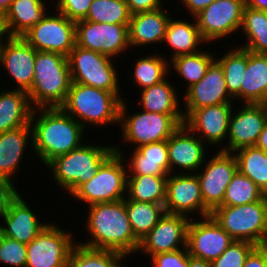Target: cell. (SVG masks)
Here are the masks:
<instances>
[{
    "label": "cell",
    "mask_w": 267,
    "mask_h": 267,
    "mask_svg": "<svg viewBox=\"0 0 267 267\" xmlns=\"http://www.w3.org/2000/svg\"><path fill=\"white\" fill-rule=\"evenodd\" d=\"M83 223L87 238H77V243L103 250L122 253L128 260L135 256L140 241L134 236L126 211L125 200L97 203L87 206ZM79 240V241H78Z\"/></svg>",
    "instance_id": "cell-1"
},
{
    "label": "cell",
    "mask_w": 267,
    "mask_h": 267,
    "mask_svg": "<svg viewBox=\"0 0 267 267\" xmlns=\"http://www.w3.org/2000/svg\"><path fill=\"white\" fill-rule=\"evenodd\" d=\"M30 124L33 156L38 159V162L35 161L37 164L42 162V166L80 147L88 140L84 137L89 135V131L60 107L34 108Z\"/></svg>",
    "instance_id": "cell-2"
},
{
    "label": "cell",
    "mask_w": 267,
    "mask_h": 267,
    "mask_svg": "<svg viewBox=\"0 0 267 267\" xmlns=\"http://www.w3.org/2000/svg\"><path fill=\"white\" fill-rule=\"evenodd\" d=\"M125 92H109L81 83L71 82L65 102L60 108L79 122L90 127L119 126L120 106Z\"/></svg>",
    "instance_id": "cell-3"
},
{
    "label": "cell",
    "mask_w": 267,
    "mask_h": 267,
    "mask_svg": "<svg viewBox=\"0 0 267 267\" xmlns=\"http://www.w3.org/2000/svg\"><path fill=\"white\" fill-rule=\"evenodd\" d=\"M130 100L125 97L121 102L118 130L122 133L119 140L123 141L120 142L122 144H114L115 152H126L128 145V149H136L145 144L168 140L180 125L184 124V115L151 113L138 109L140 107H137L138 111H133Z\"/></svg>",
    "instance_id": "cell-4"
},
{
    "label": "cell",
    "mask_w": 267,
    "mask_h": 267,
    "mask_svg": "<svg viewBox=\"0 0 267 267\" xmlns=\"http://www.w3.org/2000/svg\"><path fill=\"white\" fill-rule=\"evenodd\" d=\"M98 143H89L87 140L80 147L54 158L44 167L48 169V175L51 174L52 183L64 196L67 193L70 196L81 184L89 181L115 152L112 142L107 145Z\"/></svg>",
    "instance_id": "cell-5"
},
{
    "label": "cell",
    "mask_w": 267,
    "mask_h": 267,
    "mask_svg": "<svg viewBox=\"0 0 267 267\" xmlns=\"http://www.w3.org/2000/svg\"><path fill=\"white\" fill-rule=\"evenodd\" d=\"M68 57L46 51H36L34 80L27 92L33 108L60 107L71 85Z\"/></svg>",
    "instance_id": "cell-6"
},
{
    "label": "cell",
    "mask_w": 267,
    "mask_h": 267,
    "mask_svg": "<svg viewBox=\"0 0 267 267\" xmlns=\"http://www.w3.org/2000/svg\"><path fill=\"white\" fill-rule=\"evenodd\" d=\"M236 241L261 246L267 239V196L241 206H219L210 214Z\"/></svg>",
    "instance_id": "cell-7"
},
{
    "label": "cell",
    "mask_w": 267,
    "mask_h": 267,
    "mask_svg": "<svg viewBox=\"0 0 267 267\" xmlns=\"http://www.w3.org/2000/svg\"><path fill=\"white\" fill-rule=\"evenodd\" d=\"M127 165L121 154L114 152L87 182L81 184L70 197L78 205L114 202L126 197ZM85 203V205H84Z\"/></svg>",
    "instance_id": "cell-8"
},
{
    "label": "cell",
    "mask_w": 267,
    "mask_h": 267,
    "mask_svg": "<svg viewBox=\"0 0 267 267\" xmlns=\"http://www.w3.org/2000/svg\"><path fill=\"white\" fill-rule=\"evenodd\" d=\"M114 60L76 45L68 56L71 81L109 92H122V79L118 72L121 69L117 70Z\"/></svg>",
    "instance_id": "cell-9"
},
{
    "label": "cell",
    "mask_w": 267,
    "mask_h": 267,
    "mask_svg": "<svg viewBox=\"0 0 267 267\" xmlns=\"http://www.w3.org/2000/svg\"><path fill=\"white\" fill-rule=\"evenodd\" d=\"M53 221L27 245L25 267H67L70 252L77 243L76 233Z\"/></svg>",
    "instance_id": "cell-10"
},
{
    "label": "cell",
    "mask_w": 267,
    "mask_h": 267,
    "mask_svg": "<svg viewBox=\"0 0 267 267\" xmlns=\"http://www.w3.org/2000/svg\"><path fill=\"white\" fill-rule=\"evenodd\" d=\"M245 6V0H215L194 16L201 36L211 43L208 45L210 50L213 42H225L239 34Z\"/></svg>",
    "instance_id": "cell-11"
},
{
    "label": "cell",
    "mask_w": 267,
    "mask_h": 267,
    "mask_svg": "<svg viewBox=\"0 0 267 267\" xmlns=\"http://www.w3.org/2000/svg\"><path fill=\"white\" fill-rule=\"evenodd\" d=\"M53 9L22 38L36 51L55 52L68 57L76 46V22Z\"/></svg>",
    "instance_id": "cell-12"
},
{
    "label": "cell",
    "mask_w": 267,
    "mask_h": 267,
    "mask_svg": "<svg viewBox=\"0 0 267 267\" xmlns=\"http://www.w3.org/2000/svg\"><path fill=\"white\" fill-rule=\"evenodd\" d=\"M128 26L96 23L87 20L76 22V45L100 54L120 58L130 52ZM119 56V57H118Z\"/></svg>",
    "instance_id": "cell-13"
},
{
    "label": "cell",
    "mask_w": 267,
    "mask_h": 267,
    "mask_svg": "<svg viewBox=\"0 0 267 267\" xmlns=\"http://www.w3.org/2000/svg\"><path fill=\"white\" fill-rule=\"evenodd\" d=\"M208 155L202 167L196 172L205 207L212 212L222 205L226 188L238 170L233 153L217 150ZM210 158V159H209Z\"/></svg>",
    "instance_id": "cell-14"
},
{
    "label": "cell",
    "mask_w": 267,
    "mask_h": 267,
    "mask_svg": "<svg viewBox=\"0 0 267 267\" xmlns=\"http://www.w3.org/2000/svg\"><path fill=\"white\" fill-rule=\"evenodd\" d=\"M165 213L177 214L189 219L209 216L196 173L169 174L166 184Z\"/></svg>",
    "instance_id": "cell-15"
},
{
    "label": "cell",
    "mask_w": 267,
    "mask_h": 267,
    "mask_svg": "<svg viewBox=\"0 0 267 267\" xmlns=\"http://www.w3.org/2000/svg\"><path fill=\"white\" fill-rule=\"evenodd\" d=\"M184 120L197 109L220 104H233L234 98L227 90L224 71L214 60L208 67L205 76L182 93Z\"/></svg>",
    "instance_id": "cell-16"
},
{
    "label": "cell",
    "mask_w": 267,
    "mask_h": 267,
    "mask_svg": "<svg viewBox=\"0 0 267 267\" xmlns=\"http://www.w3.org/2000/svg\"><path fill=\"white\" fill-rule=\"evenodd\" d=\"M190 219L183 215L164 213L152 230L140 241L137 256L172 252L187 246V230Z\"/></svg>",
    "instance_id": "cell-17"
},
{
    "label": "cell",
    "mask_w": 267,
    "mask_h": 267,
    "mask_svg": "<svg viewBox=\"0 0 267 267\" xmlns=\"http://www.w3.org/2000/svg\"><path fill=\"white\" fill-rule=\"evenodd\" d=\"M35 59L36 50L22 37H12L0 46V73L1 69L5 70L3 73L10 79L7 81L13 86L11 89L25 92L31 89Z\"/></svg>",
    "instance_id": "cell-18"
},
{
    "label": "cell",
    "mask_w": 267,
    "mask_h": 267,
    "mask_svg": "<svg viewBox=\"0 0 267 267\" xmlns=\"http://www.w3.org/2000/svg\"><path fill=\"white\" fill-rule=\"evenodd\" d=\"M234 239L209 215L190 219L187 250L191 256L212 261L218 258Z\"/></svg>",
    "instance_id": "cell-19"
},
{
    "label": "cell",
    "mask_w": 267,
    "mask_h": 267,
    "mask_svg": "<svg viewBox=\"0 0 267 267\" xmlns=\"http://www.w3.org/2000/svg\"><path fill=\"white\" fill-rule=\"evenodd\" d=\"M20 194L11 202L9 209L0 217V233L28 245L50 221L40 217L38 209L32 208L28 198ZM37 210V212L35 211ZM41 219V220H40Z\"/></svg>",
    "instance_id": "cell-20"
},
{
    "label": "cell",
    "mask_w": 267,
    "mask_h": 267,
    "mask_svg": "<svg viewBox=\"0 0 267 267\" xmlns=\"http://www.w3.org/2000/svg\"><path fill=\"white\" fill-rule=\"evenodd\" d=\"M235 104H220L194 110L184 120V124L210 147L209 152L221 150L227 141L230 115Z\"/></svg>",
    "instance_id": "cell-21"
},
{
    "label": "cell",
    "mask_w": 267,
    "mask_h": 267,
    "mask_svg": "<svg viewBox=\"0 0 267 267\" xmlns=\"http://www.w3.org/2000/svg\"><path fill=\"white\" fill-rule=\"evenodd\" d=\"M237 106V107H236ZM230 115L226 145L220 150L233 153L255 146L267 120L261 104H235Z\"/></svg>",
    "instance_id": "cell-22"
},
{
    "label": "cell",
    "mask_w": 267,
    "mask_h": 267,
    "mask_svg": "<svg viewBox=\"0 0 267 267\" xmlns=\"http://www.w3.org/2000/svg\"><path fill=\"white\" fill-rule=\"evenodd\" d=\"M207 147L185 124L180 125L167 140L170 174L196 173L211 154Z\"/></svg>",
    "instance_id": "cell-23"
},
{
    "label": "cell",
    "mask_w": 267,
    "mask_h": 267,
    "mask_svg": "<svg viewBox=\"0 0 267 267\" xmlns=\"http://www.w3.org/2000/svg\"><path fill=\"white\" fill-rule=\"evenodd\" d=\"M169 10L165 5V7L153 11L138 12L131 15L128 34L129 45L133 53H135V48L139 49V47L144 46L142 49L146 48L147 50L148 45L152 48H156L155 44L162 45L167 25L173 16V14H169L173 11Z\"/></svg>",
    "instance_id": "cell-24"
},
{
    "label": "cell",
    "mask_w": 267,
    "mask_h": 267,
    "mask_svg": "<svg viewBox=\"0 0 267 267\" xmlns=\"http://www.w3.org/2000/svg\"><path fill=\"white\" fill-rule=\"evenodd\" d=\"M32 143L31 124L0 133V176L11 179L15 183L19 182L16 176H19L18 173L23 170L25 163L23 159L26 156L29 157L27 153L31 150L29 153L33 154ZM27 148L31 149L27 150Z\"/></svg>",
    "instance_id": "cell-25"
},
{
    "label": "cell",
    "mask_w": 267,
    "mask_h": 267,
    "mask_svg": "<svg viewBox=\"0 0 267 267\" xmlns=\"http://www.w3.org/2000/svg\"><path fill=\"white\" fill-rule=\"evenodd\" d=\"M128 150L130 154L116 152L123 156L128 175L168 176L170 174L167 140L145 144L132 151Z\"/></svg>",
    "instance_id": "cell-26"
},
{
    "label": "cell",
    "mask_w": 267,
    "mask_h": 267,
    "mask_svg": "<svg viewBox=\"0 0 267 267\" xmlns=\"http://www.w3.org/2000/svg\"><path fill=\"white\" fill-rule=\"evenodd\" d=\"M190 20L188 18L186 19L185 17L175 18L172 16L170 18L164 41L161 45L163 47H168L171 50H167L171 54L163 53V56L167 60L170 61L179 55L197 53L206 45H209L201 36L195 18L191 17Z\"/></svg>",
    "instance_id": "cell-27"
},
{
    "label": "cell",
    "mask_w": 267,
    "mask_h": 267,
    "mask_svg": "<svg viewBox=\"0 0 267 267\" xmlns=\"http://www.w3.org/2000/svg\"><path fill=\"white\" fill-rule=\"evenodd\" d=\"M175 87L172 79L166 78L160 83L145 88L138 94L137 106L142 110L151 113H161L166 115H183L182 94ZM178 88V89H177Z\"/></svg>",
    "instance_id": "cell-28"
},
{
    "label": "cell",
    "mask_w": 267,
    "mask_h": 267,
    "mask_svg": "<svg viewBox=\"0 0 267 267\" xmlns=\"http://www.w3.org/2000/svg\"><path fill=\"white\" fill-rule=\"evenodd\" d=\"M53 1L12 0L6 12L7 25L12 37H22L34 25L42 21L49 9H52L50 7L53 6Z\"/></svg>",
    "instance_id": "cell-29"
},
{
    "label": "cell",
    "mask_w": 267,
    "mask_h": 267,
    "mask_svg": "<svg viewBox=\"0 0 267 267\" xmlns=\"http://www.w3.org/2000/svg\"><path fill=\"white\" fill-rule=\"evenodd\" d=\"M0 89V133L30 124L34 108L28 93L6 86Z\"/></svg>",
    "instance_id": "cell-30"
},
{
    "label": "cell",
    "mask_w": 267,
    "mask_h": 267,
    "mask_svg": "<svg viewBox=\"0 0 267 267\" xmlns=\"http://www.w3.org/2000/svg\"><path fill=\"white\" fill-rule=\"evenodd\" d=\"M267 98V55L247 50V69L241 86V104H261Z\"/></svg>",
    "instance_id": "cell-31"
},
{
    "label": "cell",
    "mask_w": 267,
    "mask_h": 267,
    "mask_svg": "<svg viewBox=\"0 0 267 267\" xmlns=\"http://www.w3.org/2000/svg\"><path fill=\"white\" fill-rule=\"evenodd\" d=\"M154 51L152 52L153 54H148L149 51L147 50V55L143 54V57H136V60H132L134 61V64H132L133 70L131 74L129 72L130 70H128L127 76L125 77L130 75V81L136 84V91H141L160 83L170 76L169 60L163 57L160 50H158L160 53L156 50Z\"/></svg>",
    "instance_id": "cell-32"
},
{
    "label": "cell",
    "mask_w": 267,
    "mask_h": 267,
    "mask_svg": "<svg viewBox=\"0 0 267 267\" xmlns=\"http://www.w3.org/2000/svg\"><path fill=\"white\" fill-rule=\"evenodd\" d=\"M218 52L219 51L215 52L212 50L210 52L207 46H205L204 50L197 53L179 55L169 61L170 75L171 70H173L174 73L176 72L179 79H183L184 81L182 82H185L182 84L184 85V88H186L183 93L205 76L208 67L215 60V56Z\"/></svg>",
    "instance_id": "cell-33"
},
{
    "label": "cell",
    "mask_w": 267,
    "mask_h": 267,
    "mask_svg": "<svg viewBox=\"0 0 267 267\" xmlns=\"http://www.w3.org/2000/svg\"><path fill=\"white\" fill-rule=\"evenodd\" d=\"M234 45V43L233 46L231 44L222 56L220 52V56H215V60L223 68L229 94L234 98L235 103L239 104L241 103V86L247 69V50Z\"/></svg>",
    "instance_id": "cell-34"
},
{
    "label": "cell",
    "mask_w": 267,
    "mask_h": 267,
    "mask_svg": "<svg viewBox=\"0 0 267 267\" xmlns=\"http://www.w3.org/2000/svg\"><path fill=\"white\" fill-rule=\"evenodd\" d=\"M239 33L243 38L244 44H238V47L255 53H266L267 11L245 6ZM244 38L246 39L244 40Z\"/></svg>",
    "instance_id": "cell-35"
},
{
    "label": "cell",
    "mask_w": 267,
    "mask_h": 267,
    "mask_svg": "<svg viewBox=\"0 0 267 267\" xmlns=\"http://www.w3.org/2000/svg\"><path fill=\"white\" fill-rule=\"evenodd\" d=\"M124 200L134 236L141 241L164 215V204L135 201L126 197Z\"/></svg>",
    "instance_id": "cell-36"
},
{
    "label": "cell",
    "mask_w": 267,
    "mask_h": 267,
    "mask_svg": "<svg viewBox=\"0 0 267 267\" xmlns=\"http://www.w3.org/2000/svg\"><path fill=\"white\" fill-rule=\"evenodd\" d=\"M168 176L127 175L126 198L164 204Z\"/></svg>",
    "instance_id": "cell-37"
},
{
    "label": "cell",
    "mask_w": 267,
    "mask_h": 267,
    "mask_svg": "<svg viewBox=\"0 0 267 267\" xmlns=\"http://www.w3.org/2000/svg\"><path fill=\"white\" fill-rule=\"evenodd\" d=\"M127 258L113 250L93 249L76 243L69 255L67 267H128ZM127 265H125V263Z\"/></svg>",
    "instance_id": "cell-38"
},
{
    "label": "cell",
    "mask_w": 267,
    "mask_h": 267,
    "mask_svg": "<svg viewBox=\"0 0 267 267\" xmlns=\"http://www.w3.org/2000/svg\"><path fill=\"white\" fill-rule=\"evenodd\" d=\"M233 154L238 170L267 195V153L257 146L243 147Z\"/></svg>",
    "instance_id": "cell-39"
},
{
    "label": "cell",
    "mask_w": 267,
    "mask_h": 267,
    "mask_svg": "<svg viewBox=\"0 0 267 267\" xmlns=\"http://www.w3.org/2000/svg\"><path fill=\"white\" fill-rule=\"evenodd\" d=\"M265 193L247 176L236 171L226 188L221 206H241L260 201Z\"/></svg>",
    "instance_id": "cell-40"
},
{
    "label": "cell",
    "mask_w": 267,
    "mask_h": 267,
    "mask_svg": "<svg viewBox=\"0 0 267 267\" xmlns=\"http://www.w3.org/2000/svg\"><path fill=\"white\" fill-rule=\"evenodd\" d=\"M131 15L126 0H93L84 20L129 25Z\"/></svg>",
    "instance_id": "cell-41"
},
{
    "label": "cell",
    "mask_w": 267,
    "mask_h": 267,
    "mask_svg": "<svg viewBox=\"0 0 267 267\" xmlns=\"http://www.w3.org/2000/svg\"><path fill=\"white\" fill-rule=\"evenodd\" d=\"M256 247L248 241L234 240L218 258L211 261V266L243 267L247 257Z\"/></svg>",
    "instance_id": "cell-42"
},
{
    "label": "cell",
    "mask_w": 267,
    "mask_h": 267,
    "mask_svg": "<svg viewBox=\"0 0 267 267\" xmlns=\"http://www.w3.org/2000/svg\"><path fill=\"white\" fill-rule=\"evenodd\" d=\"M27 245L0 233V266L25 267Z\"/></svg>",
    "instance_id": "cell-43"
},
{
    "label": "cell",
    "mask_w": 267,
    "mask_h": 267,
    "mask_svg": "<svg viewBox=\"0 0 267 267\" xmlns=\"http://www.w3.org/2000/svg\"><path fill=\"white\" fill-rule=\"evenodd\" d=\"M53 7L70 20H84L93 0H54Z\"/></svg>",
    "instance_id": "cell-44"
},
{
    "label": "cell",
    "mask_w": 267,
    "mask_h": 267,
    "mask_svg": "<svg viewBox=\"0 0 267 267\" xmlns=\"http://www.w3.org/2000/svg\"><path fill=\"white\" fill-rule=\"evenodd\" d=\"M187 247L172 252H165L153 255L150 267H188Z\"/></svg>",
    "instance_id": "cell-45"
},
{
    "label": "cell",
    "mask_w": 267,
    "mask_h": 267,
    "mask_svg": "<svg viewBox=\"0 0 267 267\" xmlns=\"http://www.w3.org/2000/svg\"><path fill=\"white\" fill-rule=\"evenodd\" d=\"M19 186L20 184L15 183L13 180L0 176V217L9 209L11 202L20 194Z\"/></svg>",
    "instance_id": "cell-46"
},
{
    "label": "cell",
    "mask_w": 267,
    "mask_h": 267,
    "mask_svg": "<svg viewBox=\"0 0 267 267\" xmlns=\"http://www.w3.org/2000/svg\"><path fill=\"white\" fill-rule=\"evenodd\" d=\"M165 1L169 2L170 0ZM166 2H164V0H126L131 14L159 9L164 7ZM170 3L173 6L172 0Z\"/></svg>",
    "instance_id": "cell-47"
},
{
    "label": "cell",
    "mask_w": 267,
    "mask_h": 267,
    "mask_svg": "<svg viewBox=\"0 0 267 267\" xmlns=\"http://www.w3.org/2000/svg\"><path fill=\"white\" fill-rule=\"evenodd\" d=\"M243 267H267V253L257 246L247 257Z\"/></svg>",
    "instance_id": "cell-48"
},
{
    "label": "cell",
    "mask_w": 267,
    "mask_h": 267,
    "mask_svg": "<svg viewBox=\"0 0 267 267\" xmlns=\"http://www.w3.org/2000/svg\"><path fill=\"white\" fill-rule=\"evenodd\" d=\"M178 1V0H176ZM181 1L178 5L181 6V9L186 10V14L190 15V17H194L197 15L200 11L208 7L212 2L215 0H179ZM183 7V8H182Z\"/></svg>",
    "instance_id": "cell-49"
},
{
    "label": "cell",
    "mask_w": 267,
    "mask_h": 267,
    "mask_svg": "<svg viewBox=\"0 0 267 267\" xmlns=\"http://www.w3.org/2000/svg\"><path fill=\"white\" fill-rule=\"evenodd\" d=\"M11 38L12 35L7 25L6 13L0 11V46Z\"/></svg>",
    "instance_id": "cell-50"
},
{
    "label": "cell",
    "mask_w": 267,
    "mask_h": 267,
    "mask_svg": "<svg viewBox=\"0 0 267 267\" xmlns=\"http://www.w3.org/2000/svg\"><path fill=\"white\" fill-rule=\"evenodd\" d=\"M188 267H212L211 262L188 254Z\"/></svg>",
    "instance_id": "cell-51"
},
{
    "label": "cell",
    "mask_w": 267,
    "mask_h": 267,
    "mask_svg": "<svg viewBox=\"0 0 267 267\" xmlns=\"http://www.w3.org/2000/svg\"><path fill=\"white\" fill-rule=\"evenodd\" d=\"M246 7L267 11V0H245Z\"/></svg>",
    "instance_id": "cell-52"
},
{
    "label": "cell",
    "mask_w": 267,
    "mask_h": 267,
    "mask_svg": "<svg viewBox=\"0 0 267 267\" xmlns=\"http://www.w3.org/2000/svg\"><path fill=\"white\" fill-rule=\"evenodd\" d=\"M255 146L261 148L262 150H264L267 153V122H266L260 136L258 137V140H257Z\"/></svg>",
    "instance_id": "cell-53"
},
{
    "label": "cell",
    "mask_w": 267,
    "mask_h": 267,
    "mask_svg": "<svg viewBox=\"0 0 267 267\" xmlns=\"http://www.w3.org/2000/svg\"><path fill=\"white\" fill-rule=\"evenodd\" d=\"M12 0H0V11L6 13Z\"/></svg>",
    "instance_id": "cell-54"
},
{
    "label": "cell",
    "mask_w": 267,
    "mask_h": 267,
    "mask_svg": "<svg viewBox=\"0 0 267 267\" xmlns=\"http://www.w3.org/2000/svg\"><path fill=\"white\" fill-rule=\"evenodd\" d=\"M262 107L264 108L267 120V98L261 103Z\"/></svg>",
    "instance_id": "cell-55"
},
{
    "label": "cell",
    "mask_w": 267,
    "mask_h": 267,
    "mask_svg": "<svg viewBox=\"0 0 267 267\" xmlns=\"http://www.w3.org/2000/svg\"><path fill=\"white\" fill-rule=\"evenodd\" d=\"M261 247L265 250L267 253V239L262 243Z\"/></svg>",
    "instance_id": "cell-56"
}]
</instances>
